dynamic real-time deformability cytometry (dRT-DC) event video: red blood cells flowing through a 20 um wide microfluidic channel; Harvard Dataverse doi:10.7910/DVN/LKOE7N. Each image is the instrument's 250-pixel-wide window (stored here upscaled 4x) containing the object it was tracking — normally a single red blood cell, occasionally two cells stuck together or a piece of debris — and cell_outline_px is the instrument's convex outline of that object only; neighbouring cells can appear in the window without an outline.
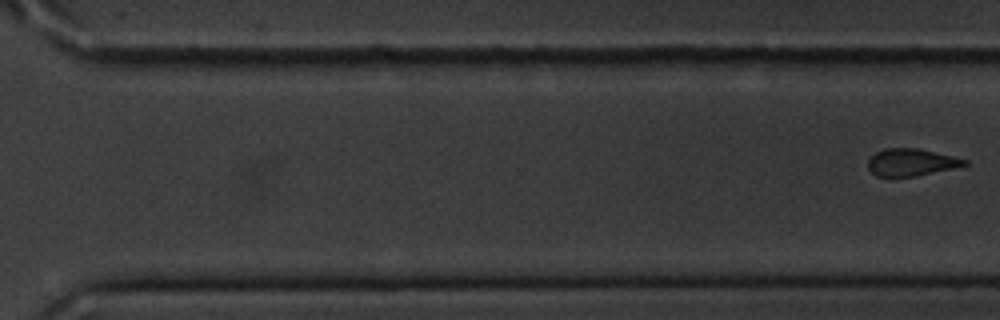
{"species": "common noctule bat (a hibernating species)", "species_latin": "Nyctalus noctula", "temperature_condition": "cold", "stored_images_in_passage": 12, "segment_of_instrument_passage": [2, 2], "camera_frame_rate_fps": 3000, "um_per_image_px": 0.085, "animal": {"sex": "male", "body_mass_g": 20.1, "forearm_length_mm": 53.5}, "frame": {"image": 1, "passage_image": 12, "time_ms": 14.667, "image_size_px": [1000, 320], "cell_outline_px": [[968, 164], [952, 168], [916, 176], [876, 176], [868, 168], [868, 160], [876, 152], [884, 148], [916, 148], [952, 156], [968, 160]], "centroid_in_image_um": [77.42, 13.79], "position_along_channel_um": 293.2, "area_um2": 15.03}}